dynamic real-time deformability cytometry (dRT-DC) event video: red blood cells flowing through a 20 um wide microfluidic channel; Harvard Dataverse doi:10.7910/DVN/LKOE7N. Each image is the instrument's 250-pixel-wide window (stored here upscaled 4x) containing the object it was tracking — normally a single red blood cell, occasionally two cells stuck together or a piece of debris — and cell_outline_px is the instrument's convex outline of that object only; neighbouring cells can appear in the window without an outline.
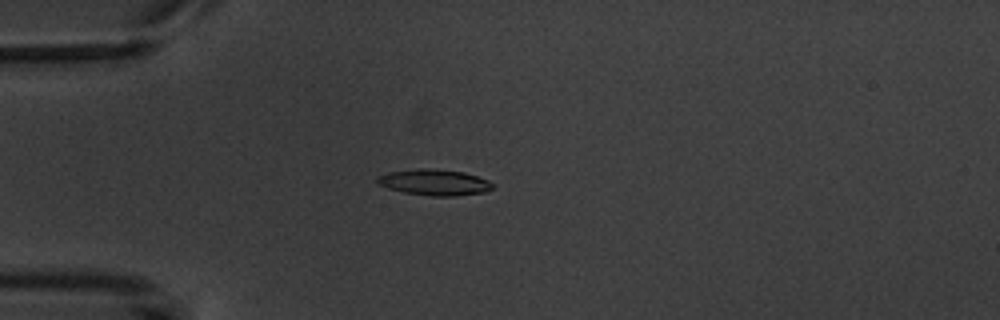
{"species": "common noctule bat (a hibernating species)", "species_latin": "Nyctalus noctula", "temperature_condition": "warm", "stored_images_in_passage": 10, "camera_frame_rate_fps": 3000, "um_per_image_px": 0.085, "animal": {"sex": "male", "body_mass_g": 20.1, "forearm_length_mm": 53.5}, "frame": {"image": 1, "passage_image": 5, "time_ms": 5.0, "image_size_px": [1000, 320], "cell_outline_px": [[496, 184], [492, 188], [484, 192], [456, 196], [432, 196], [404, 192], [388, 188], [380, 184], [376, 180], [376, 176], [388, 172], [420, 168], [428, 168], [464, 172], [488, 180]], "centroid_in_image_um": [36.93, 15.49], "position_along_channel_um": 48.1, "area_um2": 17.46}}
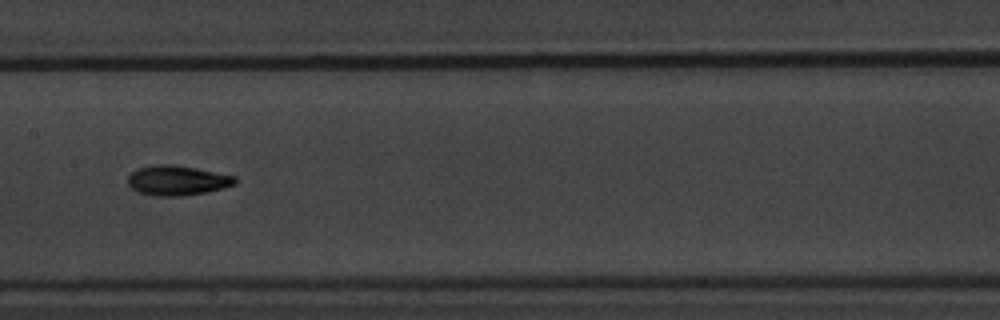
{"frame": {"image": 2, "passage_image": 9, "time_ms": 9.333, "image_size_px": [1000, 320], "cell_outline_px": [[236, 184], [208, 192], [180, 196], [156, 196], [136, 192], [128, 184], [128, 176], [136, 168], [152, 164], [172, 164], [196, 168], [236, 176]], "centroid_in_image_um": [15.04, 15.33], "position_along_channel_um": 192.4, "area_um2": 18.84}}
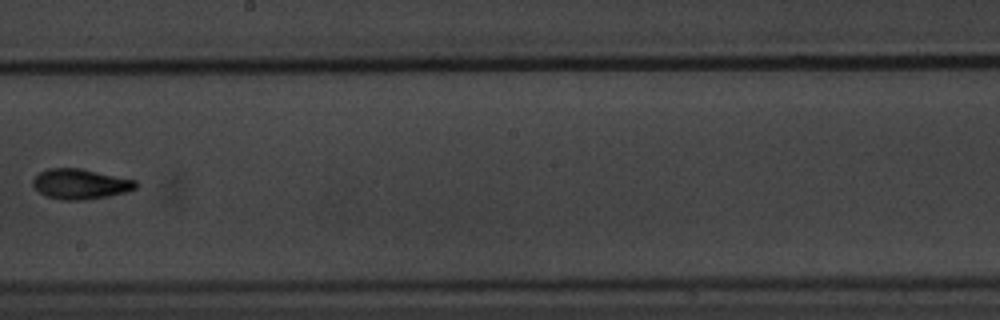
{"frame": {"image": 3, "passage_image": 10, "time_ms": 10.667, "image_size_px": [1000, 320], "cell_outline_px": [[136, 188], [128, 192], [108, 196], [84, 200], [60, 200], [44, 196], [32, 184], [32, 180], [40, 172], [48, 168], [80, 168], [136, 180]], "centroid_in_image_um": [6.82, 15.65], "position_along_channel_um": 241.4, "area_um2": 18.15}}